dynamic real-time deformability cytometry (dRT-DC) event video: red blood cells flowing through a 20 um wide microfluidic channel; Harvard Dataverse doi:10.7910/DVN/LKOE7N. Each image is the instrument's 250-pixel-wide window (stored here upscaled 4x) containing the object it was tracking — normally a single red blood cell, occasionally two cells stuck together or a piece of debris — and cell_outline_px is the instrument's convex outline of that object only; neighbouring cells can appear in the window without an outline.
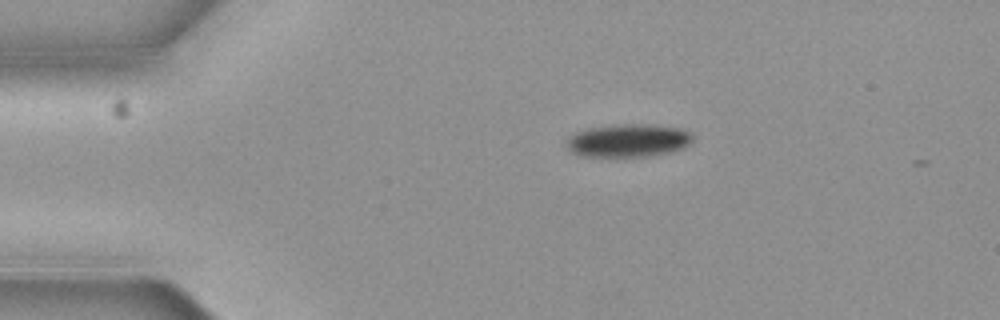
{"species": "common noctule bat (a hibernating species)", "species_latin": "Nyctalus noctula", "temperature_condition": "cold", "stored_images_in_passage": 7, "camera_frame_rate_fps": 3000, "um_per_image_px": 0.085, "animal": {"sex": "female", "body_mass_g": 19.3, "forearm_length_mm": 54.1}, "frame": {"image": 1, "passage_image": 1, "time_ms": 0.0, "image_size_px": [1000, 320], "cell_outline_px": [[692, 140], [688, 144], [680, 148], [668, 152], [648, 156], [584, 156], [572, 152], [568, 148], [568, 140], [576, 132], [588, 128], [612, 124], [652, 124], [676, 128], [688, 132], [692, 136]], "centroid_in_image_um": [53.38, 11.93], "position_along_channel_um": 31.6, "area_um2": 23.81}}
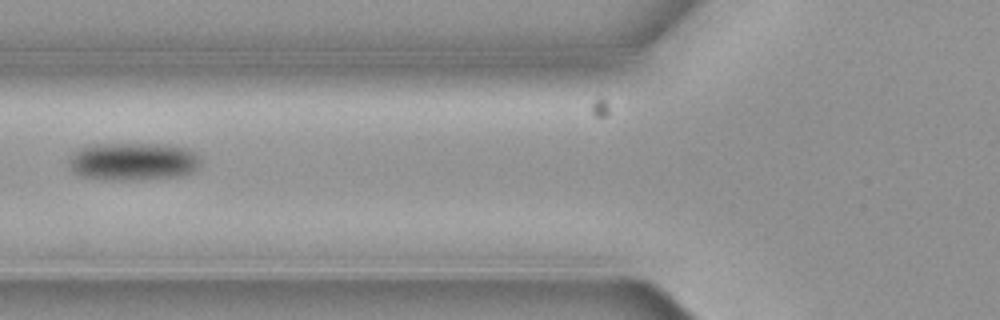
{"frame": {"image": 2, "passage_image": 4, "time_ms": 1.0, "image_size_px": [1000, 320], "cell_outline_px": [[200, 164], [192, 172], [180, 176], [140, 180], [100, 180], [80, 176], [72, 172], [68, 168], [68, 160], [72, 152], [80, 148], [96, 144], [156, 144], [188, 148], [200, 156]], "centroid_in_image_um": [11.26, 13.74], "position_along_channel_um": 114.5, "area_um2": 29.54}}
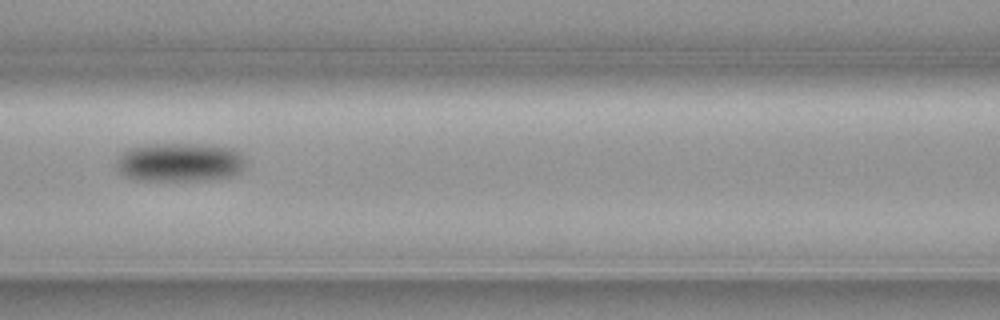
{"frame": {"image": 3, "passage_image": 5, "time_ms": 1.333, "image_size_px": [1000, 320], "cell_outline_px": [[248, 160], [244, 168], [240, 172], [232, 176], [204, 180], [136, 180], [124, 176], [116, 168], [116, 160], [128, 148], [148, 144], [208, 144], [232, 148], [240, 152]], "centroid_in_image_um": [15.32, 13.79], "position_along_channel_um": 151.3, "area_um2": 29.65}}